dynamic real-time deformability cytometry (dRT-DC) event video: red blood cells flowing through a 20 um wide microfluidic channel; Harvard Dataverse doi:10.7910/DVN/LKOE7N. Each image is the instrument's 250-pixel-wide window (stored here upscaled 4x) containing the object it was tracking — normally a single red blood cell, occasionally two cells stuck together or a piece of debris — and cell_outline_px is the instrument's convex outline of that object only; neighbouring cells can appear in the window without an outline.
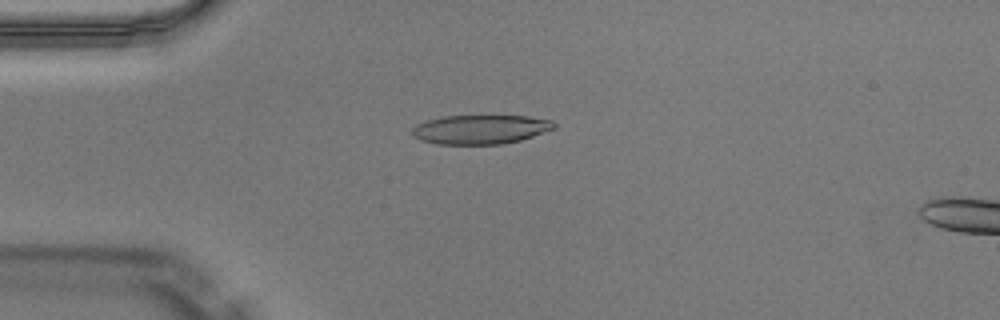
{"species": "Egyptian fruit bat (a non-hibernating species)", "species_latin": "Rousettus aegyptiacus", "temperature_condition": "warm", "stored_images_in_passage": 41, "camera_frame_rate_fps": 3000, "um_per_image_px": 0.085, "animal": {"sex": "male"}, "frame": {"image": 1, "passage_image": 4, "time_ms": 1.0, "image_size_px": [1000, 320], "cell_outline_px": [[556, 128], [520, 140], [504, 144], [436, 144], [420, 140], [412, 136], [412, 128], [416, 124], [440, 116], [528, 116], [552, 120], [556, 124]], "centroid_in_image_um": [40.82, 11.0], "position_along_channel_um": 44.2, "area_um2": 24.22}}
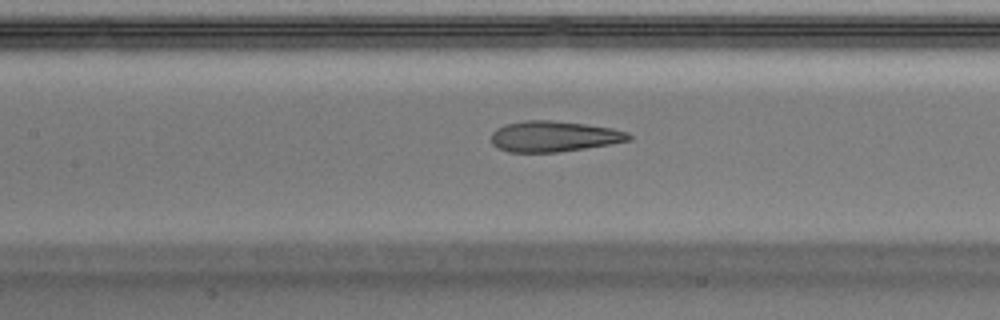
{"frame": {"image": 2, "passage_image": 14, "time_ms": 4.333, "image_size_px": [1000, 320], "cell_outline_px": [[632, 140], [560, 152], [508, 152], [496, 148], [492, 144], [492, 132], [496, 128], [504, 124], [524, 120], [548, 120], [584, 124], [612, 128], [628, 132], [632, 136]], "centroid_in_image_um": [47.04, 11.59], "position_along_channel_um": 160.4, "area_um2": 24.68}}
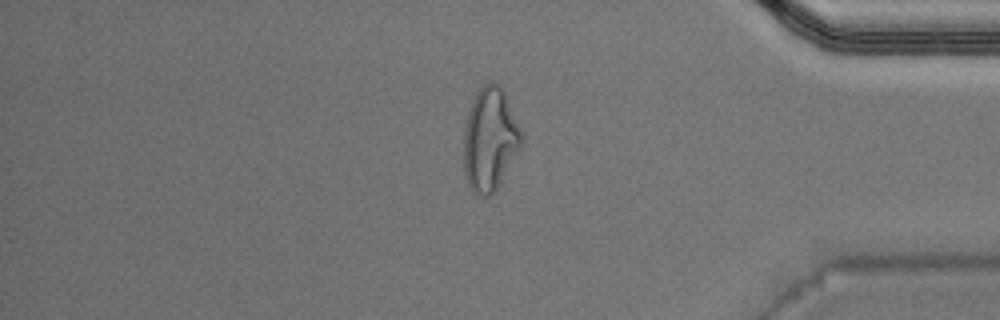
{"frame": {"image": 3, "passage_image": 33, "time_ms": 10.667, "image_size_px": [1000, 320], "cell_outline_px": [[524, 140], [496, 188], [488, 196], [480, 196], [472, 192], [468, 184], [464, 172], [464, 132], [468, 112], [476, 92], [484, 84], [492, 80], [504, 92], [524, 136]], "centroid_in_image_um": [41.63, 11.84], "position_along_channel_um": 393.6, "area_um2": 34.22}, "authors_computed_cell_mechanics": {"area_um2": 25.432, "velocity_mm_per_s": 4.0833, "shape_relaxation_time_tau1_ms": null, "shape_relaxation_time_tau2_ms": 1.5182, "deformation_change_tau1": null, "deformation_change_tau2": 0.1136}}